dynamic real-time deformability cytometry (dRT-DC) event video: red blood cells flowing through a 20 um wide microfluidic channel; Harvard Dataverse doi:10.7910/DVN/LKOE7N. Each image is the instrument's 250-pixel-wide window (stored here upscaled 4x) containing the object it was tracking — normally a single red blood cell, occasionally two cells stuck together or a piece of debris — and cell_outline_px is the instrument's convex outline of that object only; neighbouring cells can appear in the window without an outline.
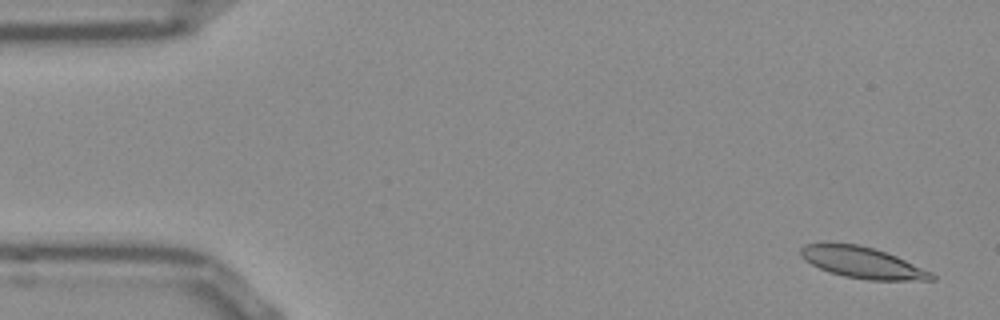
{"species": "Egyptian fruit bat (a non-hibernating species)", "species_latin": "Rousettus aegyptiacus", "temperature_condition": "room temperature", "stored_images_in_passage": 52, "camera_frame_rate_fps": 3000, "um_per_image_px": 0.085, "frame": {"image": 1, "passage_image": 2, "time_ms": 0.333, "image_size_px": [1000, 320], "cell_outline_px": [[936, 280], [868, 280], [844, 276], [828, 272], [804, 260], [800, 256], [800, 248], [808, 244], [856, 244], [872, 248], [896, 256], [932, 272], [936, 276]], "centroid_in_image_um": [73.33, 22.34], "position_along_channel_um": 11.7, "area_um2": 23.47}}
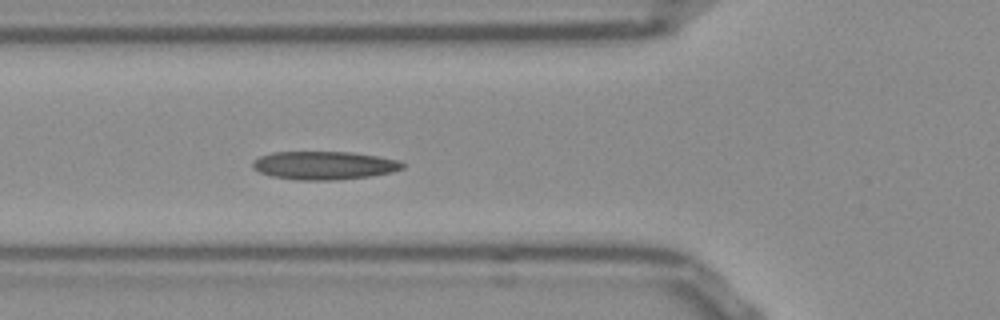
{"frame": {"image": 2, "passage_image": 18, "time_ms": 5.667, "image_size_px": [1000, 320], "cell_outline_px": [[404, 168], [392, 172], [372, 176], [336, 180], [296, 180], [272, 176], [260, 172], [252, 168], [252, 160], [260, 156], [272, 152], [352, 152], [400, 160], [404, 164]], "centroid_in_image_um": [27.55, 14.06], "position_along_channel_um": 98.3, "area_um2": 24.85}}
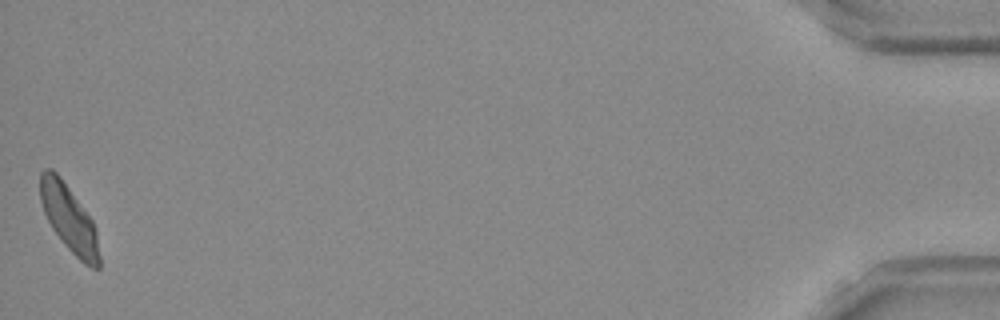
{"frame": {"image": 3, "passage_image": 52, "time_ms": 17.0, "image_size_px": [1000, 320], "cell_outline_px": [[100, 268], [92, 268], [84, 264], [64, 244], [52, 228], [44, 212], [40, 200], [40, 172], [44, 168], [52, 168], [60, 176], [92, 220], [96, 232], [100, 256]], "centroid_in_image_um": [5.86, 18.57], "position_along_channel_um": 429.3, "area_um2": 22.77}, "authors_computed_cell_mechanics": {"area_um2": 23.4957, "velocity_mm_per_s": 3.8052, "shape_relaxation_time_tau1_ms": 6.2395, "shape_relaxation_time_tau2_ms": 1.9195, "deformation_change_tau1": 0.1641, "deformation_change_tau2": 0.0825}}